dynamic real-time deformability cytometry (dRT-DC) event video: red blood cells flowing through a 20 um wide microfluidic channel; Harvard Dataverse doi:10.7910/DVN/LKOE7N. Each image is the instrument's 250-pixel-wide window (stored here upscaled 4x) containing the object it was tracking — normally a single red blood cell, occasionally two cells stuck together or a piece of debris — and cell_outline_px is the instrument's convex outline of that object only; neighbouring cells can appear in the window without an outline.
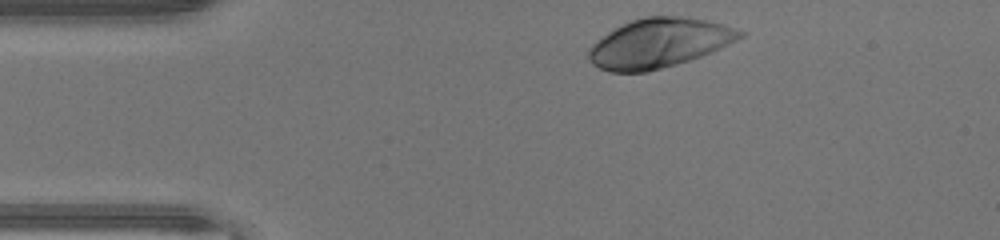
{"species": "human", "species_latin": "Homo sapiens", "temperature_condition": "warm", "stored_images_in_passage": 31, "camera_frame_rate_fps": 3000, "um_per_image_px": 0.085, "donor": {"sex": "male"}, "frame": {"image": 1, "passage_image": 1, "time_ms": 0.0, "image_size_px": [1000, 240], "cell_outline_px": [[748, 32], [744, 36], [720, 48], [700, 56], [676, 64], [644, 72], [608, 72], [592, 64], [588, 60], [588, 48], [596, 40], [608, 32], [632, 20], [644, 16], [680, 16], [704, 20], [724, 24]], "centroid_in_image_um": [56.0, 3.66], "position_along_channel_um": 29.0, "area_um2": 43.23}}
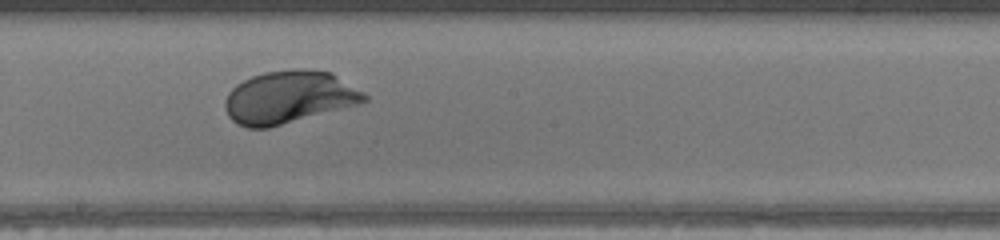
{"frame": {"image": 2, "passage_image": 18, "time_ms": 5.667, "image_size_px": [1000, 240], "cell_outline_px": [[368, 100], [356, 104], [268, 128], [248, 128], [236, 124], [228, 116], [224, 108], [224, 100], [228, 92], [236, 84], [252, 76], [264, 72], [292, 68], [304, 68], [332, 72], [364, 92], [368, 96]], "centroid_in_image_um": [24.52, 8.24], "position_along_channel_um": 223.7, "area_um2": 42.77}}
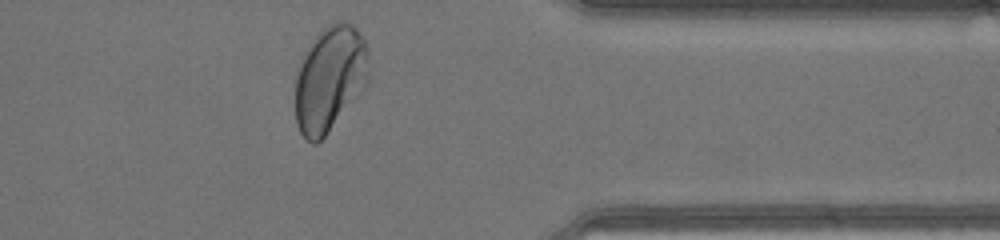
{"frame": {"image": 3, "passage_image": 30, "time_ms": 9.667, "image_size_px": [1000, 240], "cell_outline_px": [[368, 88], [324, 136], [316, 144], [312, 144], [300, 132], [296, 124], [296, 68], [308, 44], [328, 24], [336, 20], [344, 20], [352, 24], [364, 36], [368, 44]], "centroid_in_image_um": [28.07, 6.66], "position_along_channel_um": 383.3, "area_um2": 46.3}, "authors_computed_cell_mechanics": {"area_um2": 42.483, "velocity_mm_per_s": 4.4006, "shape_relaxation_time_tau1_ms": 1.998, "shape_relaxation_time_tau2_ms": null, "deformation_change_tau1": 0.1605, "deformation_change_tau2": null}}